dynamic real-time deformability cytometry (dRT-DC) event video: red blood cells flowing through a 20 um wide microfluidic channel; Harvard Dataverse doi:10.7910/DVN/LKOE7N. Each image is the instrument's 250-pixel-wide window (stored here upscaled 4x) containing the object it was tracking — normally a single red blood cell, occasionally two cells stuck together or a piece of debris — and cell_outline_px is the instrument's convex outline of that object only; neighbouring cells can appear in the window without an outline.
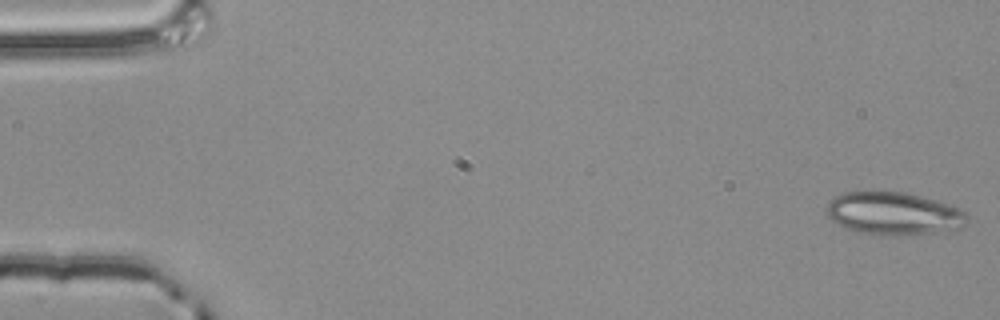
{"species": "common noctule bat (a hibernating species)", "species_latin": "Nyctalus noctula", "temperature_condition": "room temperature", "stored_images_in_passage": 50, "camera_frame_rate_fps": 3000, "um_per_image_px": 0.085, "animal": {"sex": "male", "body_mass_g": 20.4}, "frame": {"image": 1, "passage_image": 1, "time_ms": 0.0, "image_size_px": [1000, 320], "cell_outline_px": [[968, 220], [960, 228], [936, 232], [884, 236], [860, 232], [848, 228], [832, 220], [828, 216], [828, 204], [840, 192], [908, 192], [936, 200], [956, 208], [964, 212], [968, 216]], "centroid_in_image_um": [75.97, 18.14], "position_along_channel_um": 9.0, "area_um2": 34.51}}
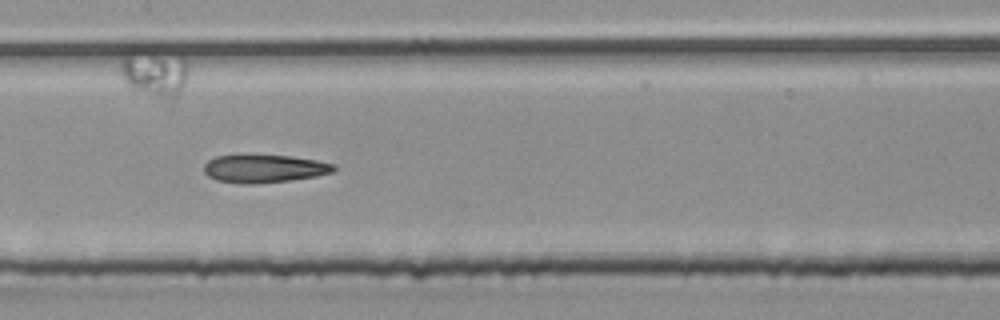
{"frame": {"image": 2, "passage_image": 27, "time_ms": 8.667, "image_size_px": [1000, 320], "cell_outline_px": [[336, 168], [332, 172], [316, 176], [288, 180], [216, 180], [208, 176], [204, 172], [204, 164], [208, 160], [216, 156], [292, 156], [316, 160], [336, 164]], "centroid_in_image_um": [22.53, 14.28], "position_along_channel_um": 184.9, "area_um2": 19.71}}
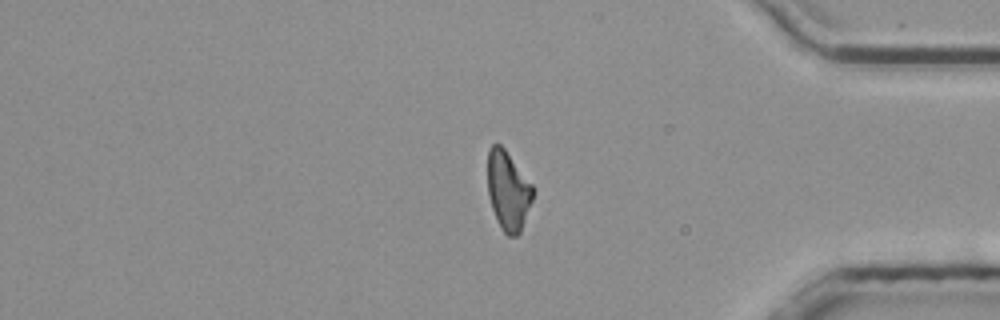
{"frame": {"image": 3, "passage_image": 45, "time_ms": 14.667, "image_size_px": [1000, 320], "cell_outline_px": [[532, 200], [520, 232], [516, 236], [508, 236], [500, 228], [496, 220], [488, 196], [488, 148], [492, 144], [500, 144], [504, 148], [532, 184]], "centroid_in_image_um": [43.16, 16.21], "position_along_channel_um": 392.0, "area_um2": 20.69}}